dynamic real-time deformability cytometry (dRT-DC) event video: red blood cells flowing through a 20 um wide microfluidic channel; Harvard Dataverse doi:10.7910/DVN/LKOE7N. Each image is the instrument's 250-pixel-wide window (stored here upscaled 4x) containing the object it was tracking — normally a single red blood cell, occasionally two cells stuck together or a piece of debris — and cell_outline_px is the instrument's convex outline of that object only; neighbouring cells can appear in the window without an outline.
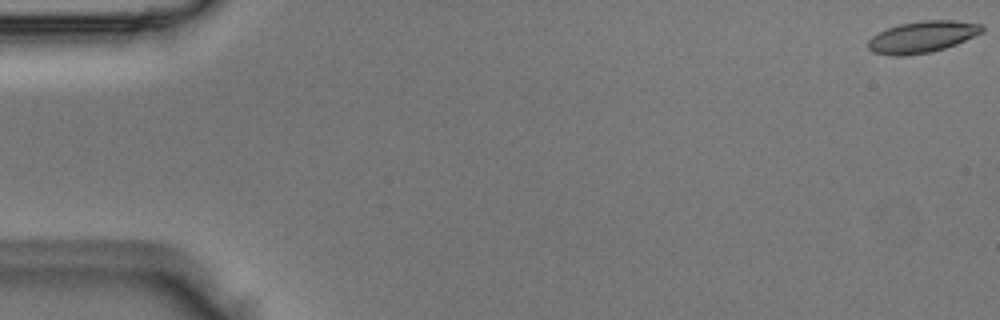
{"species": "Egyptian fruit bat (a non-hibernating species)", "species_latin": "Rousettus aegyptiacus", "temperature_condition": "room temperature", "stored_images_in_passage": 6, "camera_frame_rate_fps": 3000, "um_per_image_px": 0.085, "animal": {"sex": "male"}, "frame": {"image": 1, "passage_image": 1, "time_ms": 0.0, "image_size_px": [1000, 320], "cell_outline_px": [[984, 32], [956, 44], [932, 52], [900, 56], [888, 56], [872, 52], [868, 48], [868, 40], [872, 36], [888, 28], [900, 24], [920, 20], [956, 20], [980, 24], [984, 28]], "centroid_in_image_um": [78.39, 3.14], "position_along_channel_um": 6.6, "area_um2": 21.04}}